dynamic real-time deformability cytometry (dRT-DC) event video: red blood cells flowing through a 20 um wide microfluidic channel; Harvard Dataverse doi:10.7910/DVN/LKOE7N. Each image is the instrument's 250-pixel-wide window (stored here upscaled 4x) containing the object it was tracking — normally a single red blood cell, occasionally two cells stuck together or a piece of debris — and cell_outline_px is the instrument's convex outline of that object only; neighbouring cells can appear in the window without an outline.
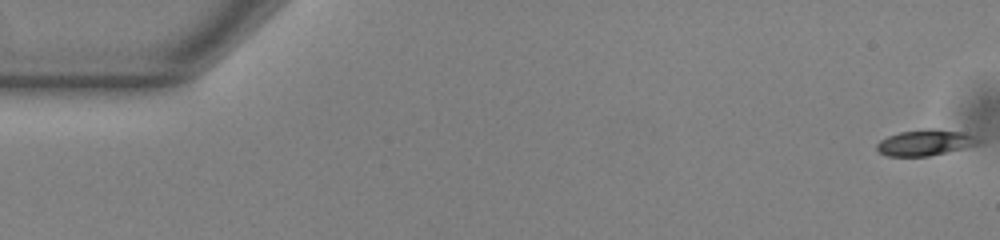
{"species": "common noctule bat (a hibernating species)", "species_latin": "Nyctalus noctula", "temperature_condition": "warm", "stored_images_in_passage": 53, "camera_frame_rate_fps": 3000, "um_per_image_px": 0.085, "animal": {"sex": "male", "body_mass_g": 13.0, "forearm_length_mm": 53.1}, "frame": {"image": 1, "passage_image": 1, "time_ms": 0.0, "image_size_px": [1000, 240], "cell_outline_px": [[980, 140], [976, 144], [928, 156], [888, 156], [880, 152], [876, 148], [876, 144], [880, 140], [888, 136], [900, 132], [928, 128], [936, 128], [964, 132]], "centroid_in_image_um": [78.57, 12.1], "position_along_channel_um": 6.4, "area_um2": 15.03}}
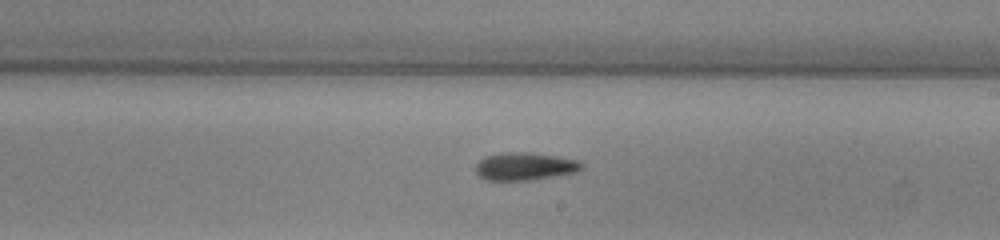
{"frame": {"image": 2, "passage_image": 31, "time_ms": 10.0, "image_size_px": [1000, 240], "cell_outline_px": [[584, 168], [576, 172], [532, 180], [484, 180], [476, 172], [476, 164], [484, 156], [504, 152], [524, 152], [556, 156], [576, 160], [584, 164]], "centroid_in_image_um": [44.6, 14.14], "position_along_channel_um": 244.4, "area_um2": 17.11}}
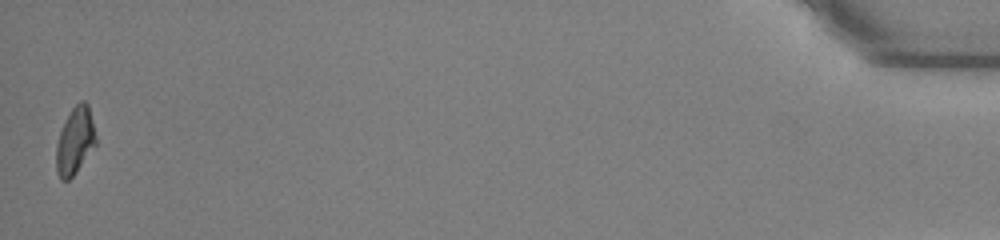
{"frame": {"image": 3, "passage_image": 53, "time_ms": 17.333, "image_size_px": [1000, 240], "cell_outline_px": [[96, 144], [76, 172], [68, 180], [60, 180], [56, 172], [56, 144], [60, 132], [72, 108], [80, 100], [84, 100], [88, 104], [96, 136]], "centroid_in_image_um": [6.37, 11.99], "position_along_channel_um": 428.8, "area_um2": 15.32}, "authors_computed_cell_mechanics": {"area_um2": 16.2418, "velocity_mm_per_s": 3.8757, "shape_relaxation_time_tau1_ms": 4.7198, "shape_relaxation_time_tau2_ms": null, "deformation_change_tau1": 0.1601, "deformation_change_tau2": null}}